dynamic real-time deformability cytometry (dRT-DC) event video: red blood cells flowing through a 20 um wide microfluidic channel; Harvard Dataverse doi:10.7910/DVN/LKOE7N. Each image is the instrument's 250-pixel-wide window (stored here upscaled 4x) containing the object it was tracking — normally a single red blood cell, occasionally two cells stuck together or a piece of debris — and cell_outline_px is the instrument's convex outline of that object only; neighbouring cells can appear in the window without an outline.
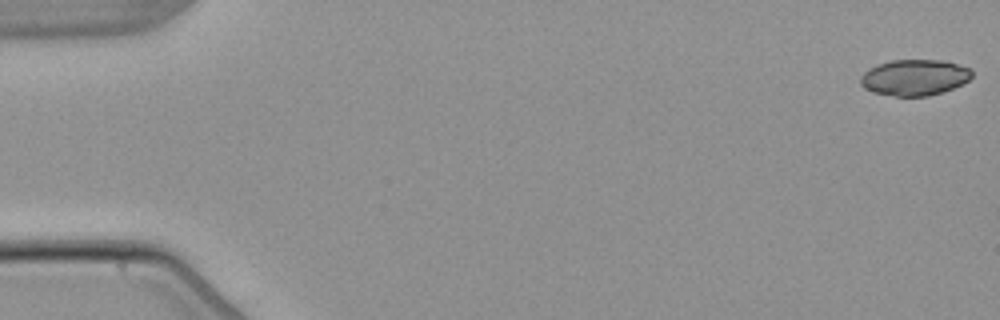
{"species": "common noctule bat (a hibernating species)", "species_latin": "Nyctalus noctula", "temperature_condition": "warm", "stored_images_in_passage": 2, "camera_frame_rate_fps": 3000, "um_per_image_px": 0.085, "animal": {"sex": "male", "body_mass_g": 21.5, "forearm_length_mm": 52.0}, "frame": {"image": 1, "passage_image": 1, "time_ms": 0.0, "image_size_px": [1000, 320], "cell_outline_px": [[972, 76], [968, 80], [944, 92], [928, 96], [896, 96], [872, 92], [864, 88], [860, 84], [860, 76], [868, 68], [892, 60], [940, 60], [972, 68]], "centroid_in_image_um": [77.72, 6.59], "position_along_channel_um": 7.3, "area_um2": 23.35}}